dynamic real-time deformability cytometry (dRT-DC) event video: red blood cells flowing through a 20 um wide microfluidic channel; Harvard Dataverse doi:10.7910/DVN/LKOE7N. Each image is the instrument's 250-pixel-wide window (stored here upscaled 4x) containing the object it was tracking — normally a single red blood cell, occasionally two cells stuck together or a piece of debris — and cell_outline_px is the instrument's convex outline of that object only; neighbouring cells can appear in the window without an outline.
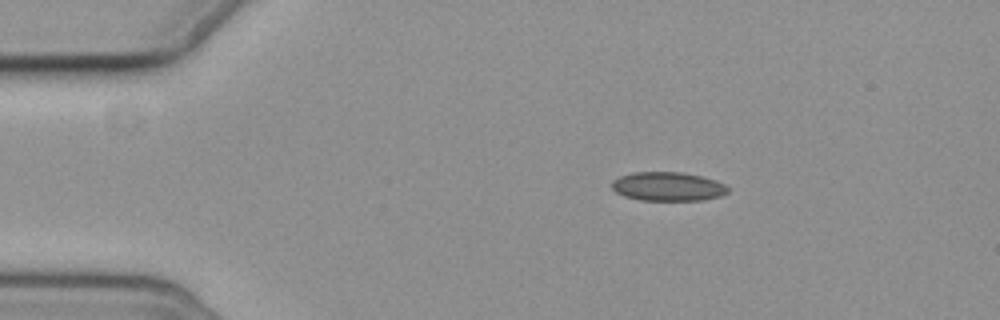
{"species": "common noctule bat (a hibernating species)", "species_latin": "Nyctalus noctula", "temperature_condition": "cold", "stored_images_in_passage": 3, "camera_frame_rate_fps": 3000, "um_per_image_px": 0.085, "animal": {"sex": "female", "body_mass_g": 19.3, "forearm_length_mm": 54.1}, "frame": {"image": 1, "passage_image": 1, "time_ms": 0.0, "image_size_px": [1000, 320], "cell_outline_px": [[728, 192], [720, 196], [704, 200], [640, 200], [624, 196], [616, 192], [612, 188], [612, 180], [620, 176], [632, 172], [680, 172], [700, 176], [716, 180], [724, 184], [728, 188]], "centroid_in_image_um": [56.76, 15.85], "position_along_channel_um": 28.2, "area_um2": 19.54}}